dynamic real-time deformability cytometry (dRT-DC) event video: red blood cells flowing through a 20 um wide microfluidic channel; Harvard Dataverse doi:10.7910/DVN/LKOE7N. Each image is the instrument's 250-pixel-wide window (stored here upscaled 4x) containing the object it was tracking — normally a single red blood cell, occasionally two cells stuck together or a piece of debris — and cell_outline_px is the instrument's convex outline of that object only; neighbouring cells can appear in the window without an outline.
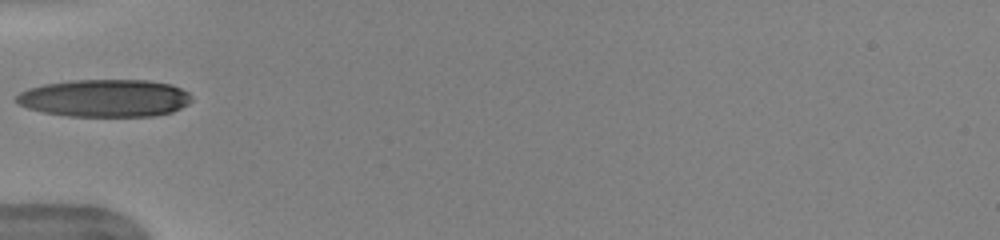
{"species": "human", "species_latin": "Homo sapiens", "temperature_condition": "warm", "stored_images_in_passage": 34, "camera_frame_rate_fps": 3000, "um_per_image_px": 0.085, "donor": {"sex": "female"}, "frame": {"image": 1, "passage_image": 1, "time_ms": 0.0, "image_size_px": [1000, 240], "cell_outline_px": [[192, 100], [188, 104], [172, 112], [152, 116], [68, 116], [44, 112], [28, 108], [20, 104], [16, 100], [16, 96], [20, 92], [28, 88], [44, 84], [72, 80], [148, 80], [172, 84], [188, 92], [192, 96]], "centroid_in_image_um": [8.94, 8.33], "position_along_channel_um": 76.1, "area_um2": 38.38}}
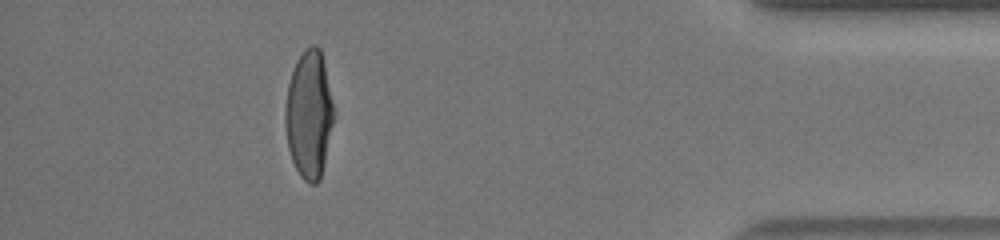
{"frame": {"image": 2, "passage_image": 29, "time_ms": 9.333, "image_size_px": [1000, 240], "cell_outline_px": [[332, 124], [320, 180], [316, 184], [308, 184], [300, 176], [292, 160], [288, 148], [284, 124], [284, 112], [288, 84], [296, 60], [304, 48], [312, 44], [316, 44], [320, 48], [324, 64], [332, 104]], "centroid_in_image_um": [26.22, 9.72], "position_along_channel_um": 409.0, "area_um2": 35.72}, "authors_computed_cell_mechanics": {"area_um2": 37.1365, "velocity_mm_per_s": 3.9974, "shape_relaxation_time_tau1_ms": 4.6898, "shape_relaxation_time_tau2_ms": 0.8868, "deformation_change_tau1": 0.2032, "deformation_change_tau2": 0.0611}}